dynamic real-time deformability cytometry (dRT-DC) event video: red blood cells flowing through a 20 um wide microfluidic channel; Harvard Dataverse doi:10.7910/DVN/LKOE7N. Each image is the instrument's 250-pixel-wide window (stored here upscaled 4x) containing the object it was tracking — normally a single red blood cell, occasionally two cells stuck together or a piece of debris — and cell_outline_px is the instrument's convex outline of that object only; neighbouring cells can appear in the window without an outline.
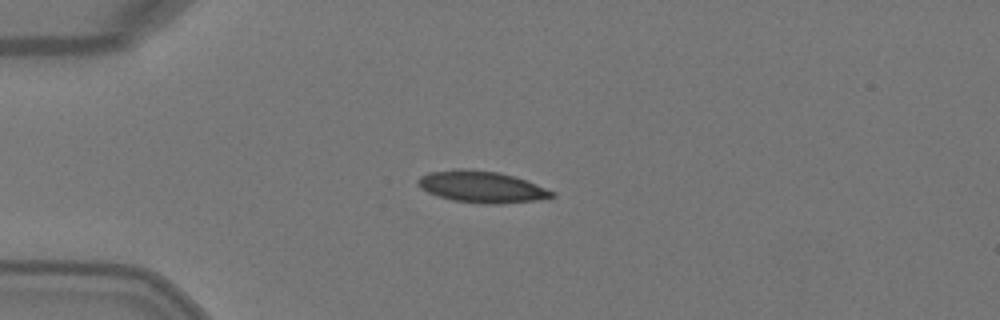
{"species": "Egyptian fruit bat (a non-hibernating species)", "species_latin": "Rousettus aegyptiacus", "temperature_condition": "warm", "stored_images_in_passage": 6, "camera_frame_rate_fps": 3000, "um_per_image_px": 0.085, "animal": {"sex": "female"}, "frame": {"image": 1, "passage_image": 4, "time_ms": 1.0, "image_size_px": [1000, 320], "cell_outline_px": [[556, 196], [548, 200], [500, 204], [484, 204], [452, 200], [428, 192], [420, 188], [416, 184], [416, 180], [420, 176], [428, 172], [452, 168], [460, 168], [496, 172], [512, 176], [536, 184], [556, 192]], "centroid_in_image_um": [40.96, 15.89], "position_along_channel_um": 44.0, "area_um2": 25.03}}
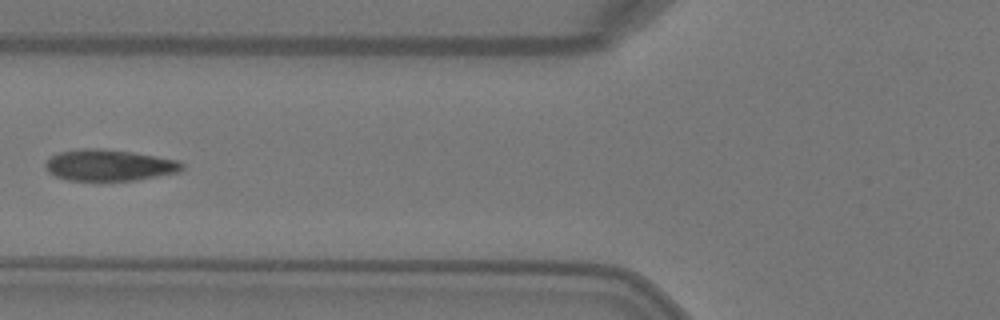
{"frame": {"image": 2, "passage_image": 6, "time_ms": 1.667, "image_size_px": [1000, 320], "cell_outline_px": [[184, 168], [180, 172], [136, 180], [68, 180], [56, 176], [48, 172], [44, 164], [52, 156], [60, 152], [80, 148], [100, 148], [132, 152], [180, 160], [184, 164]], "centroid_in_image_um": [9.32, 14.03], "position_along_channel_um": 116.5, "area_um2": 24.97}}